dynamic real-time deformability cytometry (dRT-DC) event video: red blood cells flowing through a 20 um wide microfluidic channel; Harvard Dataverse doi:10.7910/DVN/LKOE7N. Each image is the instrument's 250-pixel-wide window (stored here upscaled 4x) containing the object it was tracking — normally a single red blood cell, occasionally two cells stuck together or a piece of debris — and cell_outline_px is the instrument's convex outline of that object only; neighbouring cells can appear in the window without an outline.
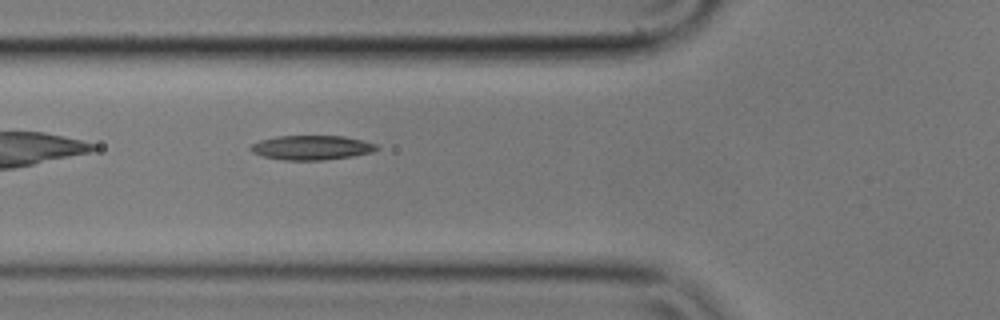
{"species": "common noctule bat (a hibernating species)", "species_latin": "Nyctalus noctula", "temperature_condition": "cold", "stored_images_in_passage": 4, "camera_frame_rate_fps": 3000, "um_per_image_px": 0.085, "animal": {"sex": "male", "body_mass_g": 17.9}, "frame": {"image": 1, "passage_image": 4, "time_ms": 1.0, "image_size_px": [1000, 320], "cell_outline_px": [[380, 148], [372, 152], [352, 156], [320, 160], [284, 160], [264, 156], [252, 152], [248, 148], [252, 144], [260, 140], [276, 136], [344, 136], [376, 144]], "centroid_in_image_um": [26.47, 12.54], "position_along_channel_um": 99.3, "area_um2": 17.8}}